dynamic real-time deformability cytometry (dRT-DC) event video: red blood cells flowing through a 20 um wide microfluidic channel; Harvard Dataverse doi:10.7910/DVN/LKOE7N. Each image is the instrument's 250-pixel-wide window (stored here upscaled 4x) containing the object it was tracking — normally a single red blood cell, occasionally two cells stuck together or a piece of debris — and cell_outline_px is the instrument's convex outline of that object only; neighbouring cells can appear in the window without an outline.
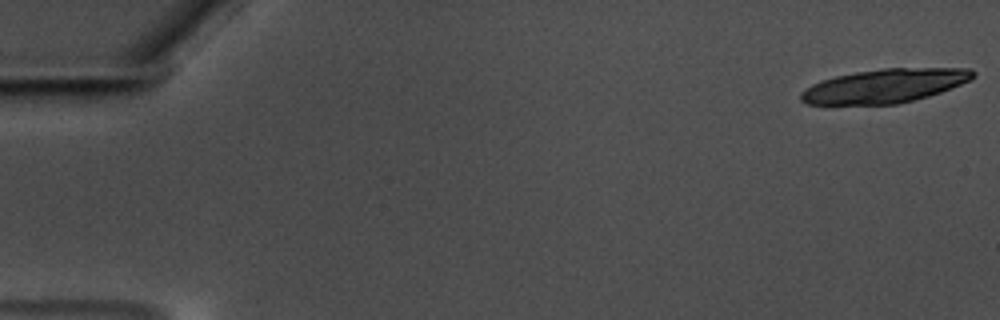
{"species": "common noctule bat (a hibernating species)", "species_latin": "Nyctalus noctula", "temperature_condition": "warm", "stored_images_in_passage": 20, "camera_frame_rate_fps": 3000, "um_per_image_px": 0.085, "animal": {"sex": "male", "body_mass_g": 17.5, "forearm_length_mm": 52.3}, "frame": {"image": 1, "passage_image": 1, "time_ms": 0.0, "image_size_px": [1000, 320], "cell_outline_px": [[976, 76], [960, 84], [940, 92], [928, 96], [896, 104], [804, 104], [800, 100], [800, 92], [804, 88], [820, 80], [836, 76], [856, 72], [884, 68], [972, 68], [976, 72]], "centroid_in_image_um": [75.17, 7.29], "position_along_channel_um": 9.8, "area_um2": 33.87}}